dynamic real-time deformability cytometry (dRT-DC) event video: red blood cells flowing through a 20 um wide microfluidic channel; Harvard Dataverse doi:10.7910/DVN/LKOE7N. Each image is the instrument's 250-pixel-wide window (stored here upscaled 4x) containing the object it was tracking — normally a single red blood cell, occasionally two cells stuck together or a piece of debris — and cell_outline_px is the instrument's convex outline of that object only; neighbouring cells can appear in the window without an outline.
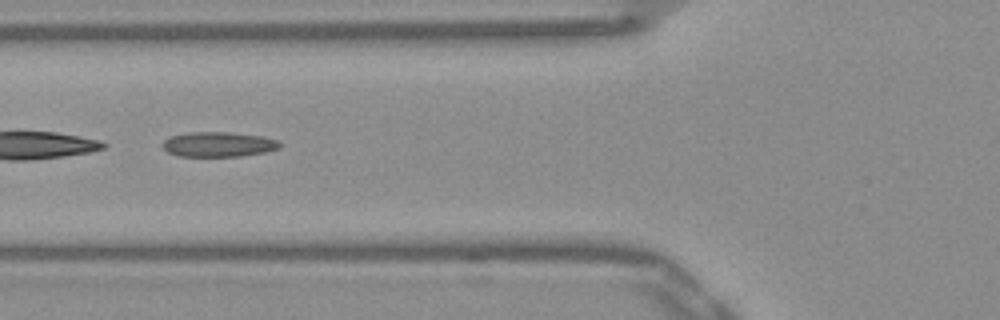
{"species": "Egyptian fruit bat (a non-hibernating species)", "species_latin": "Rousettus aegyptiacus", "temperature_condition": "warm", "stored_images_in_passage": 31, "camera_frame_rate_fps": 3000, "um_per_image_px": 0.085, "frame": {"image": 1, "passage_image": 5, "time_ms": 1.333, "image_size_px": [1000, 320], "cell_outline_px": [[280, 148], [264, 152], [240, 156], [180, 156], [168, 152], [164, 148], [164, 140], [172, 136], [188, 132], [228, 132], [260, 136], [276, 140], [280, 144]], "centroid_in_image_um": [18.56, 12.27], "position_along_channel_um": 107.2, "area_um2": 16.7}, "authors_computed_cell_mechanics": {"area_um2": 16.6464, "velocity_mm_per_s": 3.9187, "shape_relaxation_time_tau1_ms": null, "shape_relaxation_time_tau2_ms": 6.0014, "deformation_change_tau1": null, "deformation_change_tau2": 0.1597}}